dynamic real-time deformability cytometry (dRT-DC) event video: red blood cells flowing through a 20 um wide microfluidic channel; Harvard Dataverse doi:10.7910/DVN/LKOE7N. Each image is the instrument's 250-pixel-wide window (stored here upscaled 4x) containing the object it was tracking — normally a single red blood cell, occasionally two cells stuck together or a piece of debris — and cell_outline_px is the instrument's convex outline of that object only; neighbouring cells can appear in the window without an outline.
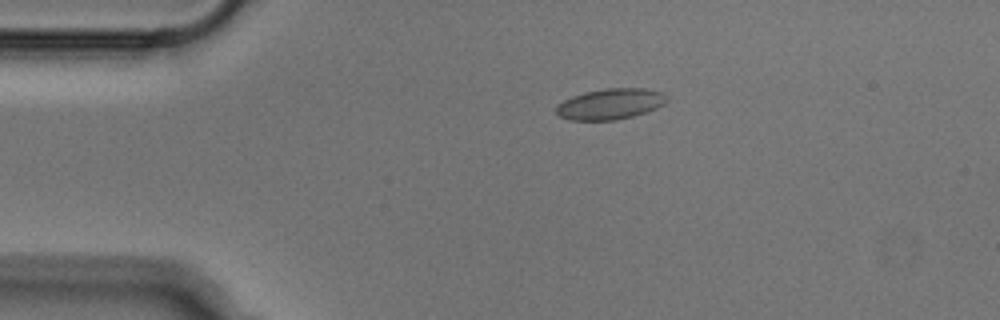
{"species": "Egyptian fruit bat (a non-hibernating species)", "species_latin": "Rousettus aegyptiacus", "temperature_condition": "cold", "stored_images_in_passage": 43, "camera_frame_rate_fps": 3000, "um_per_image_px": 0.085, "animal": {"sex": "male"}, "frame": {"image": 1, "passage_image": 1, "time_ms": 0.0, "image_size_px": [1000, 320], "cell_outline_px": [[668, 100], [664, 104], [656, 108], [632, 116], [616, 120], [572, 120], [560, 116], [556, 112], [556, 104], [572, 96], [584, 92], [604, 88], [644, 88], [664, 92], [668, 96]], "centroid_in_image_um": [51.89, 8.82], "position_along_channel_um": 33.1, "area_um2": 19.94}}
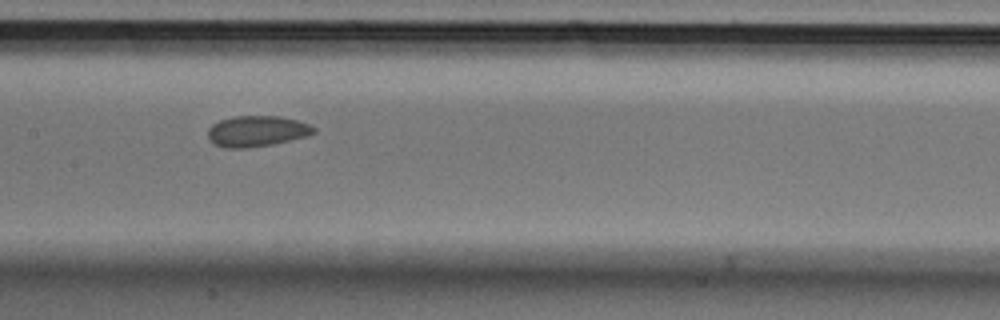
{"frame": {"image": 2, "passage_image": 16, "time_ms": 5.0, "image_size_px": [1000, 320], "cell_outline_px": [[316, 132], [308, 136], [272, 144], [248, 148], [224, 148], [212, 144], [208, 140], [208, 128], [212, 124], [220, 120], [236, 116], [280, 116], [296, 120], [308, 124], [316, 128]], "centroid_in_image_um": [21.8, 11.16], "position_along_channel_um": 185.6, "area_um2": 19.19}}
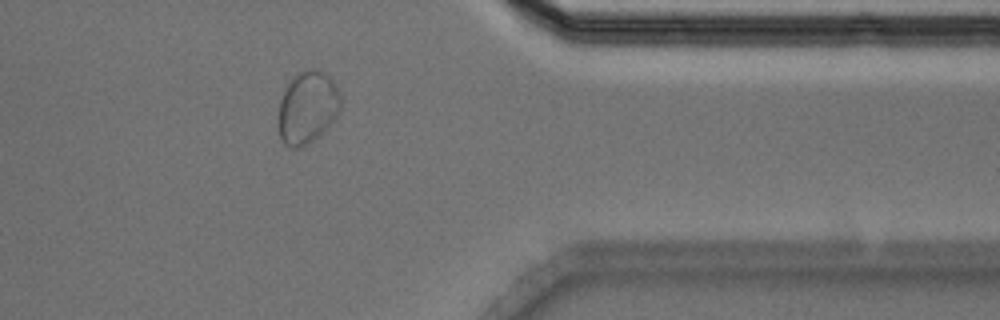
{"frame": {"image": 3, "passage_image": 33, "time_ms": 10.667, "image_size_px": [1000, 320], "cell_outline_px": [[340, 112], [308, 144], [300, 148], [288, 148], [280, 140], [280, 100], [288, 84], [300, 72], [312, 68], [316, 68], [324, 72], [336, 84], [340, 92]], "centroid_in_image_um": [26.15, 9.13], "position_along_channel_um": 385.3, "area_um2": 25.72}}